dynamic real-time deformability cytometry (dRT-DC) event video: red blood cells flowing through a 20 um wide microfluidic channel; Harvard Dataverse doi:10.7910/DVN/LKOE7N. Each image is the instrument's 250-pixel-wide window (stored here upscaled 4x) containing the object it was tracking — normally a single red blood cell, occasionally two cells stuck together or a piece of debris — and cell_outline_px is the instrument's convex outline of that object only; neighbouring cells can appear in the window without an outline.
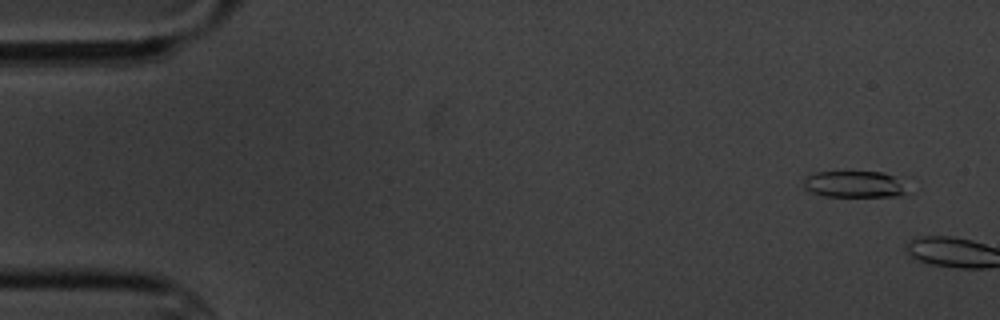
{"species": "common noctule bat (a hibernating species)", "species_latin": "Nyctalus noctula", "temperature_condition": "cold", "stored_images_in_passage": 2, "camera_frame_rate_fps": 3000, "um_per_image_px": 0.085, "animal": {"sex": "male", "body_mass_g": 20.1, "forearm_length_mm": 53.5}, "frame": {"image": 1, "passage_image": 1, "time_ms": 0.0, "image_size_px": [1000, 320], "cell_outline_px": [[904, 192], [896, 196], [824, 196], [812, 192], [804, 188], [804, 180], [808, 176], [816, 172], [884, 172], [892, 176], [904, 188]], "centroid_in_image_um": [72.52, 15.66], "position_along_channel_um": 12.5, "area_um2": 15.43}}